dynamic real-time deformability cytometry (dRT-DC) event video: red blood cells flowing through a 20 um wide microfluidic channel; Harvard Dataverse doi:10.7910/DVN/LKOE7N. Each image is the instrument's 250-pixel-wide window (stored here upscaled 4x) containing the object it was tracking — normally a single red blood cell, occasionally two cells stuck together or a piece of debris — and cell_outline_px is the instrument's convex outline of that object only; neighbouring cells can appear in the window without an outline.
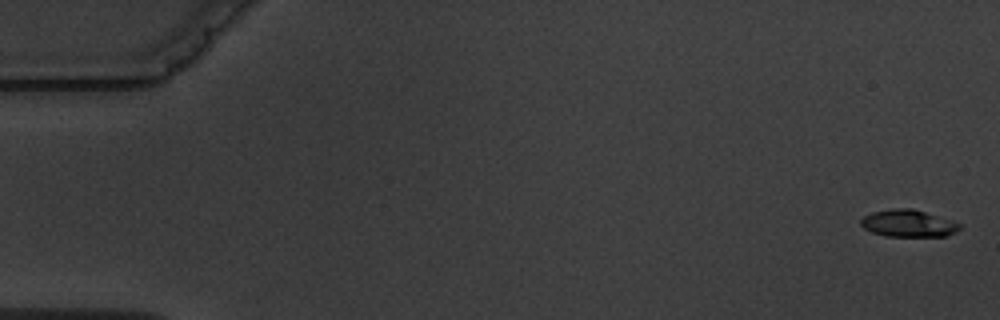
{"species": "common noctule bat (a hibernating species)", "species_latin": "Nyctalus noctula", "temperature_condition": "warm", "stored_images_in_passage": 7, "camera_frame_rate_fps": 3000, "um_per_image_px": 0.085, "animal": {"sex": "male", "body_mass_g": 19.5, "forearm_length_mm": 54.6}, "frame": {"image": 1, "passage_image": 1, "time_ms": 0.0, "image_size_px": [1000, 320], "cell_outline_px": [[960, 228], [956, 232], [944, 236], [884, 236], [872, 232], [864, 228], [860, 224], [860, 220], [864, 216], [872, 212], [892, 208], [912, 208], [960, 224]], "centroid_in_image_um": [77.14, 18.99], "position_along_channel_um": 7.9, "area_um2": 15.37}}
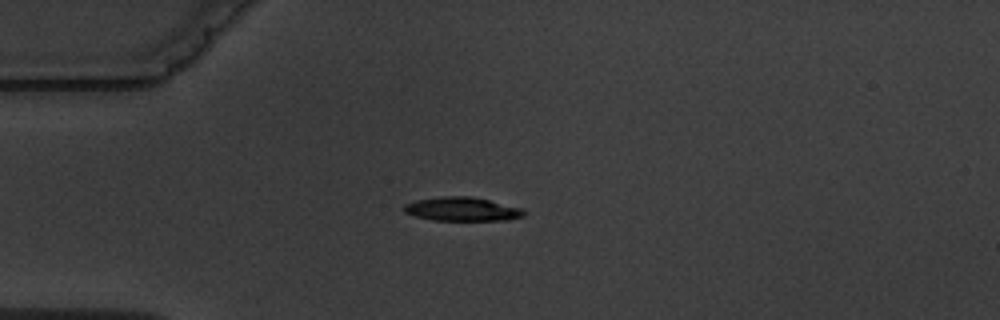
{"frame": {"image": 2, "passage_image": 5, "time_ms": 4.667, "image_size_px": [1000, 320], "cell_outline_px": [[528, 212], [524, 216], [508, 220], [432, 220], [416, 216], [404, 212], [400, 208], [404, 204], [416, 200], [440, 196], [472, 196], [524, 208]], "centroid_in_image_um": [39.3, 17.77], "position_along_channel_um": 45.7, "area_um2": 16.94}}
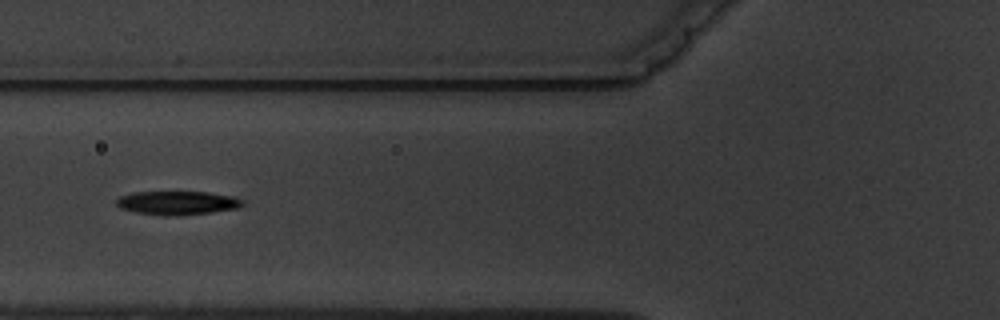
{"frame": {"image": 3, "passage_image": 7, "time_ms": 7.0, "image_size_px": [1000, 320], "cell_outline_px": [[244, 204], [240, 208], [212, 212], [176, 216], [164, 216], [136, 212], [120, 208], [116, 204], [116, 200], [120, 196], [132, 192], [208, 192], [232, 196], [244, 200]], "centroid_in_image_um": [15.09, 17.25], "position_along_channel_um": 110.7, "area_um2": 17.57}}